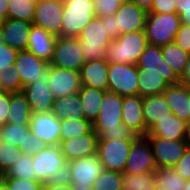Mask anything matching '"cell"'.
<instances>
[{
    "mask_svg": "<svg viewBox=\"0 0 190 190\" xmlns=\"http://www.w3.org/2000/svg\"><path fill=\"white\" fill-rule=\"evenodd\" d=\"M123 97L111 91H105L93 129L99 140L136 139L132 130L122 123Z\"/></svg>",
    "mask_w": 190,
    "mask_h": 190,
    "instance_id": "cell-1",
    "label": "cell"
},
{
    "mask_svg": "<svg viewBox=\"0 0 190 190\" xmlns=\"http://www.w3.org/2000/svg\"><path fill=\"white\" fill-rule=\"evenodd\" d=\"M147 45L144 30L121 34L109 43L105 52L106 61L136 65Z\"/></svg>",
    "mask_w": 190,
    "mask_h": 190,
    "instance_id": "cell-2",
    "label": "cell"
},
{
    "mask_svg": "<svg viewBox=\"0 0 190 190\" xmlns=\"http://www.w3.org/2000/svg\"><path fill=\"white\" fill-rule=\"evenodd\" d=\"M77 38L85 61L106 60V49L113 40L107 33L106 17L93 18Z\"/></svg>",
    "mask_w": 190,
    "mask_h": 190,
    "instance_id": "cell-3",
    "label": "cell"
},
{
    "mask_svg": "<svg viewBox=\"0 0 190 190\" xmlns=\"http://www.w3.org/2000/svg\"><path fill=\"white\" fill-rule=\"evenodd\" d=\"M36 181L42 183L64 181L67 172V161L59 145L47 146L33 155Z\"/></svg>",
    "mask_w": 190,
    "mask_h": 190,
    "instance_id": "cell-4",
    "label": "cell"
},
{
    "mask_svg": "<svg viewBox=\"0 0 190 190\" xmlns=\"http://www.w3.org/2000/svg\"><path fill=\"white\" fill-rule=\"evenodd\" d=\"M181 24L177 13H147L144 31L148 44L161 47L174 42Z\"/></svg>",
    "mask_w": 190,
    "mask_h": 190,
    "instance_id": "cell-5",
    "label": "cell"
},
{
    "mask_svg": "<svg viewBox=\"0 0 190 190\" xmlns=\"http://www.w3.org/2000/svg\"><path fill=\"white\" fill-rule=\"evenodd\" d=\"M61 37H78L82 29L96 17L93 0H63Z\"/></svg>",
    "mask_w": 190,
    "mask_h": 190,
    "instance_id": "cell-6",
    "label": "cell"
},
{
    "mask_svg": "<svg viewBox=\"0 0 190 190\" xmlns=\"http://www.w3.org/2000/svg\"><path fill=\"white\" fill-rule=\"evenodd\" d=\"M104 171L97 153L67 162L65 180L71 190H93L95 179Z\"/></svg>",
    "mask_w": 190,
    "mask_h": 190,
    "instance_id": "cell-7",
    "label": "cell"
},
{
    "mask_svg": "<svg viewBox=\"0 0 190 190\" xmlns=\"http://www.w3.org/2000/svg\"><path fill=\"white\" fill-rule=\"evenodd\" d=\"M134 140H98L97 154L104 169L124 173L125 164Z\"/></svg>",
    "mask_w": 190,
    "mask_h": 190,
    "instance_id": "cell-8",
    "label": "cell"
},
{
    "mask_svg": "<svg viewBox=\"0 0 190 190\" xmlns=\"http://www.w3.org/2000/svg\"><path fill=\"white\" fill-rule=\"evenodd\" d=\"M138 78L136 65L108 63V91L122 97L137 95Z\"/></svg>",
    "mask_w": 190,
    "mask_h": 190,
    "instance_id": "cell-9",
    "label": "cell"
},
{
    "mask_svg": "<svg viewBox=\"0 0 190 190\" xmlns=\"http://www.w3.org/2000/svg\"><path fill=\"white\" fill-rule=\"evenodd\" d=\"M2 141L17 146L24 154L36 155L48 145L30 131V125L6 123L0 126Z\"/></svg>",
    "mask_w": 190,
    "mask_h": 190,
    "instance_id": "cell-10",
    "label": "cell"
},
{
    "mask_svg": "<svg viewBox=\"0 0 190 190\" xmlns=\"http://www.w3.org/2000/svg\"><path fill=\"white\" fill-rule=\"evenodd\" d=\"M85 62L77 37L57 36L50 66L80 72Z\"/></svg>",
    "mask_w": 190,
    "mask_h": 190,
    "instance_id": "cell-11",
    "label": "cell"
},
{
    "mask_svg": "<svg viewBox=\"0 0 190 190\" xmlns=\"http://www.w3.org/2000/svg\"><path fill=\"white\" fill-rule=\"evenodd\" d=\"M157 164L152 148L145 136H138L133 142L123 174L155 173Z\"/></svg>",
    "mask_w": 190,
    "mask_h": 190,
    "instance_id": "cell-12",
    "label": "cell"
},
{
    "mask_svg": "<svg viewBox=\"0 0 190 190\" xmlns=\"http://www.w3.org/2000/svg\"><path fill=\"white\" fill-rule=\"evenodd\" d=\"M63 11V0H37L32 24L55 36H61Z\"/></svg>",
    "mask_w": 190,
    "mask_h": 190,
    "instance_id": "cell-13",
    "label": "cell"
},
{
    "mask_svg": "<svg viewBox=\"0 0 190 190\" xmlns=\"http://www.w3.org/2000/svg\"><path fill=\"white\" fill-rule=\"evenodd\" d=\"M138 74H162L171 85L179 83V77L163 59L160 46L148 44L136 63Z\"/></svg>",
    "mask_w": 190,
    "mask_h": 190,
    "instance_id": "cell-14",
    "label": "cell"
},
{
    "mask_svg": "<svg viewBox=\"0 0 190 190\" xmlns=\"http://www.w3.org/2000/svg\"><path fill=\"white\" fill-rule=\"evenodd\" d=\"M153 151L158 168H173L188 148L186 140H167L161 137H146Z\"/></svg>",
    "mask_w": 190,
    "mask_h": 190,
    "instance_id": "cell-15",
    "label": "cell"
},
{
    "mask_svg": "<svg viewBox=\"0 0 190 190\" xmlns=\"http://www.w3.org/2000/svg\"><path fill=\"white\" fill-rule=\"evenodd\" d=\"M14 66L19 71L23 87L39 79L44 81L49 79V63L28 50L18 52Z\"/></svg>",
    "mask_w": 190,
    "mask_h": 190,
    "instance_id": "cell-16",
    "label": "cell"
},
{
    "mask_svg": "<svg viewBox=\"0 0 190 190\" xmlns=\"http://www.w3.org/2000/svg\"><path fill=\"white\" fill-rule=\"evenodd\" d=\"M48 87L55 99L78 94L82 88L80 72L49 65Z\"/></svg>",
    "mask_w": 190,
    "mask_h": 190,
    "instance_id": "cell-17",
    "label": "cell"
},
{
    "mask_svg": "<svg viewBox=\"0 0 190 190\" xmlns=\"http://www.w3.org/2000/svg\"><path fill=\"white\" fill-rule=\"evenodd\" d=\"M30 131L48 146L59 145L61 120L51 111L47 113H32Z\"/></svg>",
    "mask_w": 190,
    "mask_h": 190,
    "instance_id": "cell-18",
    "label": "cell"
},
{
    "mask_svg": "<svg viewBox=\"0 0 190 190\" xmlns=\"http://www.w3.org/2000/svg\"><path fill=\"white\" fill-rule=\"evenodd\" d=\"M147 13L130 1L121 4L114 13L116 38L124 33L144 30Z\"/></svg>",
    "mask_w": 190,
    "mask_h": 190,
    "instance_id": "cell-19",
    "label": "cell"
},
{
    "mask_svg": "<svg viewBox=\"0 0 190 190\" xmlns=\"http://www.w3.org/2000/svg\"><path fill=\"white\" fill-rule=\"evenodd\" d=\"M98 134L92 129L89 133L60 141L59 147L67 162L97 153Z\"/></svg>",
    "mask_w": 190,
    "mask_h": 190,
    "instance_id": "cell-20",
    "label": "cell"
},
{
    "mask_svg": "<svg viewBox=\"0 0 190 190\" xmlns=\"http://www.w3.org/2000/svg\"><path fill=\"white\" fill-rule=\"evenodd\" d=\"M122 123L136 136H145L148 128L143 117V97L139 94L123 97Z\"/></svg>",
    "mask_w": 190,
    "mask_h": 190,
    "instance_id": "cell-21",
    "label": "cell"
},
{
    "mask_svg": "<svg viewBox=\"0 0 190 190\" xmlns=\"http://www.w3.org/2000/svg\"><path fill=\"white\" fill-rule=\"evenodd\" d=\"M29 102L32 113H47L52 111L55 97L48 87V81H33L22 89Z\"/></svg>",
    "mask_w": 190,
    "mask_h": 190,
    "instance_id": "cell-22",
    "label": "cell"
},
{
    "mask_svg": "<svg viewBox=\"0 0 190 190\" xmlns=\"http://www.w3.org/2000/svg\"><path fill=\"white\" fill-rule=\"evenodd\" d=\"M32 25V23L18 19L7 18L0 23V29L3 36L2 42L10 45L17 51L27 50Z\"/></svg>",
    "mask_w": 190,
    "mask_h": 190,
    "instance_id": "cell-23",
    "label": "cell"
},
{
    "mask_svg": "<svg viewBox=\"0 0 190 190\" xmlns=\"http://www.w3.org/2000/svg\"><path fill=\"white\" fill-rule=\"evenodd\" d=\"M188 125L173 113L155 122L147 131L145 137H161L167 140H186Z\"/></svg>",
    "mask_w": 190,
    "mask_h": 190,
    "instance_id": "cell-24",
    "label": "cell"
},
{
    "mask_svg": "<svg viewBox=\"0 0 190 190\" xmlns=\"http://www.w3.org/2000/svg\"><path fill=\"white\" fill-rule=\"evenodd\" d=\"M56 39L57 36L32 25L27 50L47 63H50L53 58Z\"/></svg>",
    "mask_w": 190,
    "mask_h": 190,
    "instance_id": "cell-25",
    "label": "cell"
},
{
    "mask_svg": "<svg viewBox=\"0 0 190 190\" xmlns=\"http://www.w3.org/2000/svg\"><path fill=\"white\" fill-rule=\"evenodd\" d=\"M172 113L180 120L190 123L189 87L181 83L169 85L162 93Z\"/></svg>",
    "mask_w": 190,
    "mask_h": 190,
    "instance_id": "cell-26",
    "label": "cell"
},
{
    "mask_svg": "<svg viewBox=\"0 0 190 190\" xmlns=\"http://www.w3.org/2000/svg\"><path fill=\"white\" fill-rule=\"evenodd\" d=\"M82 86L108 91V62L86 61L80 70Z\"/></svg>",
    "mask_w": 190,
    "mask_h": 190,
    "instance_id": "cell-27",
    "label": "cell"
},
{
    "mask_svg": "<svg viewBox=\"0 0 190 190\" xmlns=\"http://www.w3.org/2000/svg\"><path fill=\"white\" fill-rule=\"evenodd\" d=\"M170 113L171 108L163 94L143 97V117L148 129Z\"/></svg>",
    "mask_w": 190,
    "mask_h": 190,
    "instance_id": "cell-28",
    "label": "cell"
},
{
    "mask_svg": "<svg viewBox=\"0 0 190 190\" xmlns=\"http://www.w3.org/2000/svg\"><path fill=\"white\" fill-rule=\"evenodd\" d=\"M83 111L79 95L72 94L55 99L51 112L59 120H64L71 117L73 119H83L85 118Z\"/></svg>",
    "mask_w": 190,
    "mask_h": 190,
    "instance_id": "cell-29",
    "label": "cell"
},
{
    "mask_svg": "<svg viewBox=\"0 0 190 190\" xmlns=\"http://www.w3.org/2000/svg\"><path fill=\"white\" fill-rule=\"evenodd\" d=\"M7 115V123L30 125L32 110L22 92L10 93V105Z\"/></svg>",
    "mask_w": 190,
    "mask_h": 190,
    "instance_id": "cell-30",
    "label": "cell"
},
{
    "mask_svg": "<svg viewBox=\"0 0 190 190\" xmlns=\"http://www.w3.org/2000/svg\"><path fill=\"white\" fill-rule=\"evenodd\" d=\"M103 90L82 86L78 95L83 107L85 119L92 124L97 119L100 105L104 97Z\"/></svg>",
    "mask_w": 190,
    "mask_h": 190,
    "instance_id": "cell-31",
    "label": "cell"
},
{
    "mask_svg": "<svg viewBox=\"0 0 190 190\" xmlns=\"http://www.w3.org/2000/svg\"><path fill=\"white\" fill-rule=\"evenodd\" d=\"M155 185L158 190H184L185 179L174 168H158L154 173Z\"/></svg>",
    "mask_w": 190,
    "mask_h": 190,
    "instance_id": "cell-32",
    "label": "cell"
},
{
    "mask_svg": "<svg viewBox=\"0 0 190 190\" xmlns=\"http://www.w3.org/2000/svg\"><path fill=\"white\" fill-rule=\"evenodd\" d=\"M161 51L164 61L171 66L172 70L180 78L190 54L177 46L175 42L161 46Z\"/></svg>",
    "mask_w": 190,
    "mask_h": 190,
    "instance_id": "cell-33",
    "label": "cell"
},
{
    "mask_svg": "<svg viewBox=\"0 0 190 190\" xmlns=\"http://www.w3.org/2000/svg\"><path fill=\"white\" fill-rule=\"evenodd\" d=\"M138 94L142 97L160 95L170 85L162 74H138Z\"/></svg>",
    "mask_w": 190,
    "mask_h": 190,
    "instance_id": "cell-34",
    "label": "cell"
},
{
    "mask_svg": "<svg viewBox=\"0 0 190 190\" xmlns=\"http://www.w3.org/2000/svg\"><path fill=\"white\" fill-rule=\"evenodd\" d=\"M37 0H8V18L32 23Z\"/></svg>",
    "mask_w": 190,
    "mask_h": 190,
    "instance_id": "cell-35",
    "label": "cell"
},
{
    "mask_svg": "<svg viewBox=\"0 0 190 190\" xmlns=\"http://www.w3.org/2000/svg\"><path fill=\"white\" fill-rule=\"evenodd\" d=\"M3 178L36 180L33 156L24 154L3 175Z\"/></svg>",
    "mask_w": 190,
    "mask_h": 190,
    "instance_id": "cell-36",
    "label": "cell"
},
{
    "mask_svg": "<svg viewBox=\"0 0 190 190\" xmlns=\"http://www.w3.org/2000/svg\"><path fill=\"white\" fill-rule=\"evenodd\" d=\"M93 129V124L83 119L67 118L61 120L60 141L71 139L82 134L89 133Z\"/></svg>",
    "mask_w": 190,
    "mask_h": 190,
    "instance_id": "cell-37",
    "label": "cell"
},
{
    "mask_svg": "<svg viewBox=\"0 0 190 190\" xmlns=\"http://www.w3.org/2000/svg\"><path fill=\"white\" fill-rule=\"evenodd\" d=\"M123 173L106 170L95 179L93 190H123Z\"/></svg>",
    "mask_w": 190,
    "mask_h": 190,
    "instance_id": "cell-38",
    "label": "cell"
},
{
    "mask_svg": "<svg viewBox=\"0 0 190 190\" xmlns=\"http://www.w3.org/2000/svg\"><path fill=\"white\" fill-rule=\"evenodd\" d=\"M123 190L157 189L154 173L123 174Z\"/></svg>",
    "mask_w": 190,
    "mask_h": 190,
    "instance_id": "cell-39",
    "label": "cell"
},
{
    "mask_svg": "<svg viewBox=\"0 0 190 190\" xmlns=\"http://www.w3.org/2000/svg\"><path fill=\"white\" fill-rule=\"evenodd\" d=\"M23 155V152L13 144L2 141L0 144V171L4 175Z\"/></svg>",
    "mask_w": 190,
    "mask_h": 190,
    "instance_id": "cell-40",
    "label": "cell"
},
{
    "mask_svg": "<svg viewBox=\"0 0 190 190\" xmlns=\"http://www.w3.org/2000/svg\"><path fill=\"white\" fill-rule=\"evenodd\" d=\"M0 85L3 92H22L21 76L15 66H12L4 72H0Z\"/></svg>",
    "mask_w": 190,
    "mask_h": 190,
    "instance_id": "cell-41",
    "label": "cell"
},
{
    "mask_svg": "<svg viewBox=\"0 0 190 190\" xmlns=\"http://www.w3.org/2000/svg\"><path fill=\"white\" fill-rule=\"evenodd\" d=\"M95 5L96 17L102 18L108 15H114L121 4L129 0H93Z\"/></svg>",
    "mask_w": 190,
    "mask_h": 190,
    "instance_id": "cell-42",
    "label": "cell"
},
{
    "mask_svg": "<svg viewBox=\"0 0 190 190\" xmlns=\"http://www.w3.org/2000/svg\"><path fill=\"white\" fill-rule=\"evenodd\" d=\"M18 52L10 45L3 42L0 43V72H4L14 66Z\"/></svg>",
    "mask_w": 190,
    "mask_h": 190,
    "instance_id": "cell-43",
    "label": "cell"
},
{
    "mask_svg": "<svg viewBox=\"0 0 190 190\" xmlns=\"http://www.w3.org/2000/svg\"><path fill=\"white\" fill-rule=\"evenodd\" d=\"M8 190H42L43 183L36 180L3 178Z\"/></svg>",
    "mask_w": 190,
    "mask_h": 190,
    "instance_id": "cell-44",
    "label": "cell"
},
{
    "mask_svg": "<svg viewBox=\"0 0 190 190\" xmlns=\"http://www.w3.org/2000/svg\"><path fill=\"white\" fill-rule=\"evenodd\" d=\"M175 44L179 46L182 50L190 54V25L182 23L180 29L178 30L175 40Z\"/></svg>",
    "mask_w": 190,
    "mask_h": 190,
    "instance_id": "cell-45",
    "label": "cell"
},
{
    "mask_svg": "<svg viewBox=\"0 0 190 190\" xmlns=\"http://www.w3.org/2000/svg\"><path fill=\"white\" fill-rule=\"evenodd\" d=\"M186 181L190 180V148H187L178 163L173 167Z\"/></svg>",
    "mask_w": 190,
    "mask_h": 190,
    "instance_id": "cell-46",
    "label": "cell"
},
{
    "mask_svg": "<svg viewBox=\"0 0 190 190\" xmlns=\"http://www.w3.org/2000/svg\"><path fill=\"white\" fill-rule=\"evenodd\" d=\"M175 0H154L148 13H177Z\"/></svg>",
    "mask_w": 190,
    "mask_h": 190,
    "instance_id": "cell-47",
    "label": "cell"
},
{
    "mask_svg": "<svg viewBox=\"0 0 190 190\" xmlns=\"http://www.w3.org/2000/svg\"><path fill=\"white\" fill-rule=\"evenodd\" d=\"M177 14L181 18V22L190 25V0H175Z\"/></svg>",
    "mask_w": 190,
    "mask_h": 190,
    "instance_id": "cell-48",
    "label": "cell"
},
{
    "mask_svg": "<svg viewBox=\"0 0 190 190\" xmlns=\"http://www.w3.org/2000/svg\"><path fill=\"white\" fill-rule=\"evenodd\" d=\"M10 105V92L0 94V126L7 123V113Z\"/></svg>",
    "mask_w": 190,
    "mask_h": 190,
    "instance_id": "cell-49",
    "label": "cell"
},
{
    "mask_svg": "<svg viewBox=\"0 0 190 190\" xmlns=\"http://www.w3.org/2000/svg\"><path fill=\"white\" fill-rule=\"evenodd\" d=\"M42 190H71L66 180L43 183Z\"/></svg>",
    "mask_w": 190,
    "mask_h": 190,
    "instance_id": "cell-50",
    "label": "cell"
},
{
    "mask_svg": "<svg viewBox=\"0 0 190 190\" xmlns=\"http://www.w3.org/2000/svg\"><path fill=\"white\" fill-rule=\"evenodd\" d=\"M106 17V28L107 33L112 39H116V24H115V16L108 15Z\"/></svg>",
    "mask_w": 190,
    "mask_h": 190,
    "instance_id": "cell-51",
    "label": "cell"
},
{
    "mask_svg": "<svg viewBox=\"0 0 190 190\" xmlns=\"http://www.w3.org/2000/svg\"><path fill=\"white\" fill-rule=\"evenodd\" d=\"M179 83L190 87V55L188 57L187 63L185 64L183 74L179 78Z\"/></svg>",
    "mask_w": 190,
    "mask_h": 190,
    "instance_id": "cell-52",
    "label": "cell"
},
{
    "mask_svg": "<svg viewBox=\"0 0 190 190\" xmlns=\"http://www.w3.org/2000/svg\"><path fill=\"white\" fill-rule=\"evenodd\" d=\"M132 3H135L138 7L144 9L146 12L151 10L154 0H129Z\"/></svg>",
    "mask_w": 190,
    "mask_h": 190,
    "instance_id": "cell-53",
    "label": "cell"
},
{
    "mask_svg": "<svg viewBox=\"0 0 190 190\" xmlns=\"http://www.w3.org/2000/svg\"><path fill=\"white\" fill-rule=\"evenodd\" d=\"M8 18V0H0V23Z\"/></svg>",
    "mask_w": 190,
    "mask_h": 190,
    "instance_id": "cell-54",
    "label": "cell"
},
{
    "mask_svg": "<svg viewBox=\"0 0 190 190\" xmlns=\"http://www.w3.org/2000/svg\"><path fill=\"white\" fill-rule=\"evenodd\" d=\"M0 190H8L7 183L2 179H0Z\"/></svg>",
    "mask_w": 190,
    "mask_h": 190,
    "instance_id": "cell-55",
    "label": "cell"
},
{
    "mask_svg": "<svg viewBox=\"0 0 190 190\" xmlns=\"http://www.w3.org/2000/svg\"><path fill=\"white\" fill-rule=\"evenodd\" d=\"M186 142L188 145V148H190V123L188 125L187 135H186Z\"/></svg>",
    "mask_w": 190,
    "mask_h": 190,
    "instance_id": "cell-56",
    "label": "cell"
},
{
    "mask_svg": "<svg viewBox=\"0 0 190 190\" xmlns=\"http://www.w3.org/2000/svg\"><path fill=\"white\" fill-rule=\"evenodd\" d=\"M184 190H190V180L185 181Z\"/></svg>",
    "mask_w": 190,
    "mask_h": 190,
    "instance_id": "cell-57",
    "label": "cell"
},
{
    "mask_svg": "<svg viewBox=\"0 0 190 190\" xmlns=\"http://www.w3.org/2000/svg\"><path fill=\"white\" fill-rule=\"evenodd\" d=\"M3 41L2 31L0 29V43Z\"/></svg>",
    "mask_w": 190,
    "mask_h": 190,
    "instance_id": "cell-58",
    "label": "cell"
},
{
    "mask_svg": "<svg viewBox=\"0 0 190 190\" xmlns=\"http://www.w3.org/2000/svg\"><path fill=\"white\" fill-rule=\"evenodd\" d=\"M1 93H3V90H2V87H1V85H0V94H1Z\"/></svg>",
    "mask_w": 190,
    "mask_h": 190,
    "instance_id": "cell-59",
    "label": "cell"
},
{
    "mask_svg": "<svg viewBox=\"0 0 190 190\" xmlns=\"http://www.w3.org/2000/svg\"><path fill=\"white\" fill-rule=\"evenodd\" d=\"M3 178V174L1 173V171H0V179H2Z\"/></svg>",
    "mask_w": 190,
    "mask_h": 190,
    "instance_id": "cell-60",
    "label": "cell"
},
{
    "mask_svg": "<svg viewBox=\"0 0 190 190\" xmlns=\"http://www.w3.org/2000/svg\"><path fill=\"white\" fill-rule=\"evenodd\" d=\"M2 143V137H1V133H0V144Z\"/></svg>",
    "mask_w": 190,
    "mask_h": 190,
    "instance_id": "cell-61",
    "label": "cell"
}]
</instances>
